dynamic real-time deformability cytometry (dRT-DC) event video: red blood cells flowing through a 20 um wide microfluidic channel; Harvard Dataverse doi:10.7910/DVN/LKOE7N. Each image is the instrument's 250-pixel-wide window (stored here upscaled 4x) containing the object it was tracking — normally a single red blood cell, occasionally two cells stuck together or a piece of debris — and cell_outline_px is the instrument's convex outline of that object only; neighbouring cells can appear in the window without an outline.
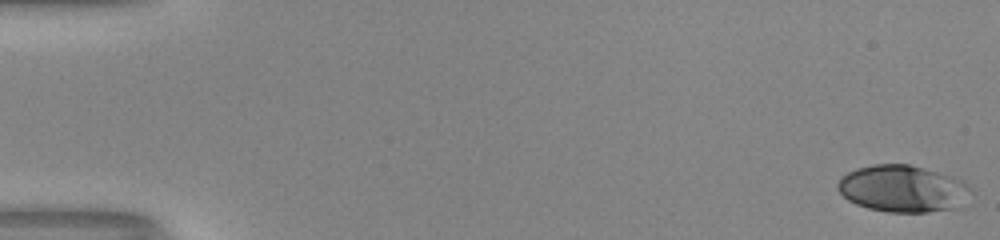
{"species": "human", "species_latin": "Homo sapiens", "temperature_condition": "room temperature", "stored_images_in_passage": 53, "camera_frame_rate_fps": 3000, "um_per_image_px": 0.085, "donor": {"sex": "male"}, "frame": {"image": 1, "passage_image": 1, "time_ms": 0.0, "image_size_px": [1000, 240], "cell_outline_px": [[972, 192], [960, 208], [928, 212], [888, 212], [868, 208], [856, 204], [848, 200], [836, 188], [836, 184], [840, 176], [856, 168], [872, 164], [908, 164], [956, 176], [964, 180], [972, 188]], "centroid_in_image_um": [76.77, 16.03], "position_along_channel_um": 8.2, "area_um2": 37.05}}
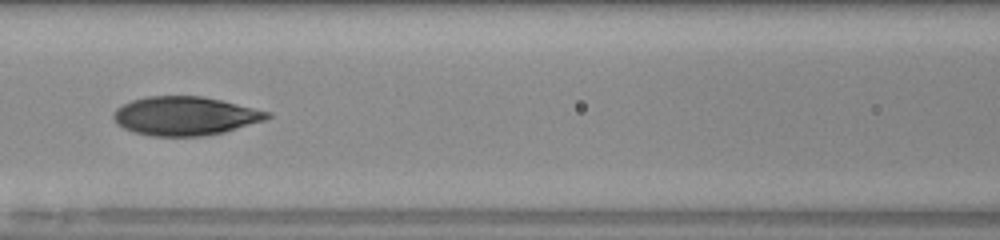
{"frame": {"image": 2, "passage_image": 25, "time_ms": 8.0, "image_size_px": [1000, 240], "cell_outline_px": [[272, 116], [264, 120], [224, 132], [204, 136], [152, 136], [136, 132], [124, 128], [116, 124], [112, 116], [116, 108], [132, 100], [148, 96], [200, 96], [220, 100], [272, 112]], "centroid_in_image_um": [15.73, 9.86], "position_along_channel_um": 150.9, "area_um2": 34.56}}
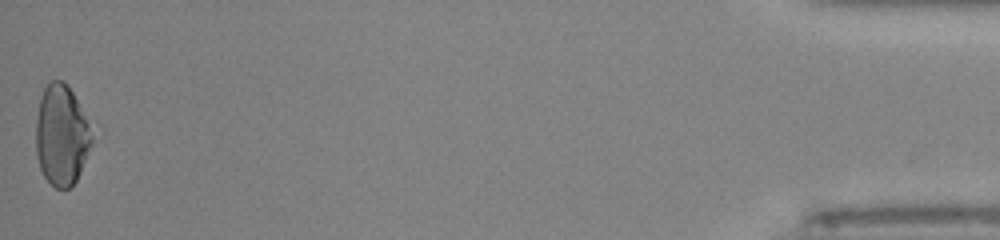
{"frame": {"image": 3, "passage_image": 53, "time_ms": 17.333, "image_size_px": [1000, 240], "cell_outline_px": [[104, 132], [76, 180], [68, 188], [56, 188], [44, 176], [40, 168], [36, 156], [36, 120], [40, 96], [44, 88], [52, 80], [60, 80], [72, 92], [104, 128]], "centroid_in_image_um": [5.45, 11.46], "position_along_channel_um": 429.7, "area_um2": 35.78}, "authors_computed_cell_mechanics": {"area_um2": 34.4488, "velocity_mm_per_s": 4.018, "shape_relaxation_time_tau1_ms": null, "shape_relaxation_time_tau2_ms": 1.0284, "deformation_change_tau1": null, "deformation_change_tau2": 0.0586}}